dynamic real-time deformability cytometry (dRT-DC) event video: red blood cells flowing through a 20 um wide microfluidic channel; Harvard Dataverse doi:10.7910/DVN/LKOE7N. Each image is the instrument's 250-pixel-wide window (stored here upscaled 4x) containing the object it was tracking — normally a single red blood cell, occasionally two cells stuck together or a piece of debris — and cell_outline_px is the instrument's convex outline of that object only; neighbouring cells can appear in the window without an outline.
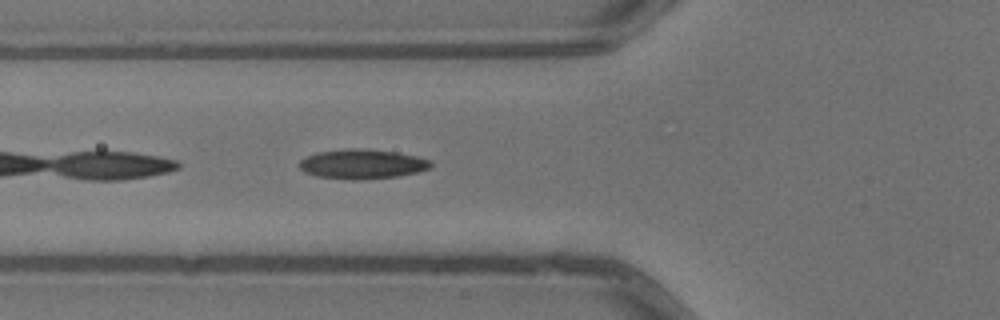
{"species": "common noctule bat (a hibernating species)", "species_latin": "Nyctalus noctula", "temperature_condition": "warm", "stored_images_in_passage": 6, "camera_frame_rate_fps": 3000, "um_per_image_px": 0.085, "animal": {"sex": "male", "body_mass_g": 13.3}, "frame": {"image": 1, "passage_image": 6, "time_ms": 1.667, "image_size_px": [1000, 320], "cell_outline_px": [[432, 164], [428, 168], [416, 172], [396, 176], [356, 180], [352, 180], [316, 176], [304, 172], [300, 168], [300, 160], [316, 152], [352, 148], [360, 148], [396, 152], [416, 156], [432, 160]], "centroid_in_image_um": [30.77, 13.94], "position_along_channel_um": 95.0, "area_um2": 22.48}}